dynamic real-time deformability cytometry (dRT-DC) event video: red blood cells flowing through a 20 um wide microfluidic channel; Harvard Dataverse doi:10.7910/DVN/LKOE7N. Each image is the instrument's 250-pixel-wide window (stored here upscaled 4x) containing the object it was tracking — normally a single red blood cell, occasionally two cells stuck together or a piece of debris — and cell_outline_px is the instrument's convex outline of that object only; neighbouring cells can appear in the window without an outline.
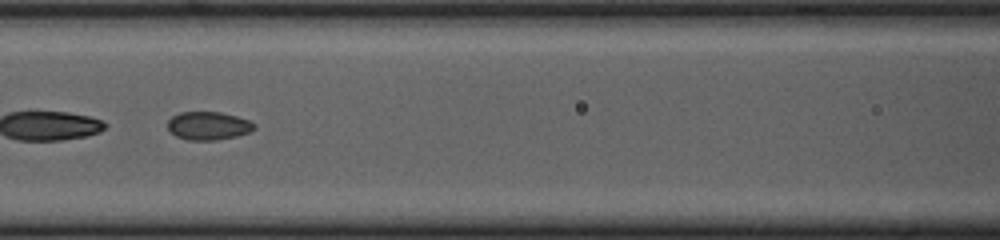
{"species": "common noctule bat (a hibernating species)", "species_latin": "Nyctalus noctula", "temperature_condition": "cold", "stored_images_in_passage": 54, "segment_of_instrument_passage": [2, 2], "camera_frame_rate_fps": 3000, "um_per_image_px": 0.085, "animal": {"sex": "female", "body_mass_g": 23.0, "forearm_length_mm": 53.4}, "frame": {"image": 1, "passage_image": 24, "time_ms": 7.667, "image_size_px": [1000, 240], "cell_outline_px": [[256, 128], [248, 132], [236, 136], [216, 140], [188, 140], [176, 136], [168, 128], [168, 120], [172, 116], [180, 112], [220, 112], [236, 116], [248, 120], [256, 124]], "centroid_in_image_um": [17.71, 10.69], "position_along_channel_um": 148.9, "area_um2": 14.16}}